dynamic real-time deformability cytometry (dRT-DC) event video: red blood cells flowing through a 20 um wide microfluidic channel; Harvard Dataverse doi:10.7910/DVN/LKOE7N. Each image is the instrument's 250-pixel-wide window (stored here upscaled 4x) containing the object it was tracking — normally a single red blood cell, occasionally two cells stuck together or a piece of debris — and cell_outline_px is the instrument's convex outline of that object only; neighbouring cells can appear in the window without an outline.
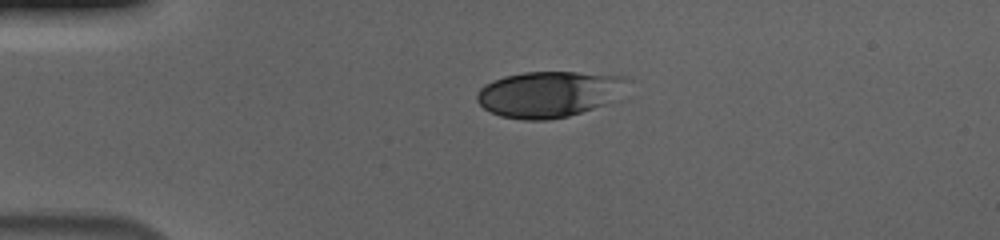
{"species": "human", "species_latin": "Homo sapiens", "temperature_condition": "cold", "stored_images_in_passage": 44, "camera_frame_rate_fps": 3000, "um_per_image_px": 0.085, "donor": {"sex": "male"}, "frame": {"image": 1, "passage_image": 1, "time_ms": 0.0, "image_size_px": [1000, 240], "cell_outline_px": [[632, 80], [604, 104], [568, 116], [548, 120], [524, 120], [500, 116], [484, 108], [476, 100], [476, 92], [484, 84], [492, 80], [504, 76], [524, 72], [576, 72], [624, 76]], "centroid_in_image_um": [46.58, 7.99], "position_along_channel_um": 38.4, "area_um2": 40.0}}
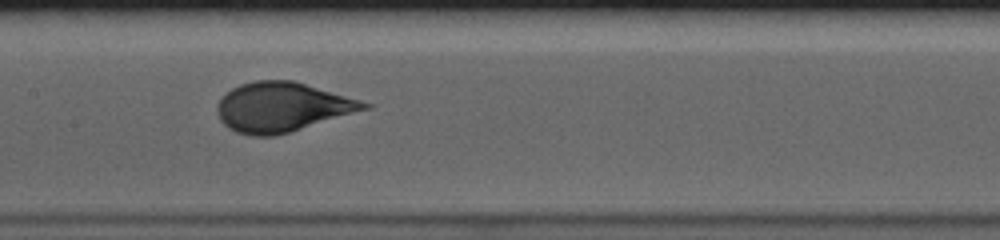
{"frame": {"image": 2, "passage_image": 16, "time_ms": 5.0, "image_size_px": [1000, 240], "cell_outline_px": [[372, 108], [288, 132], [272, 136], [252, 136], [236, 132], [228, 128], [220, 120], [216, 112], [216, 108], [220, 100], [232, 88], [240, 84], [256, 80], [292, 80], [360, 100], [372, 104]], "centroid_in_image_um": [23.97, 9.1], "position_along_channel_um": 183.4, "area_um2": 42.02}}
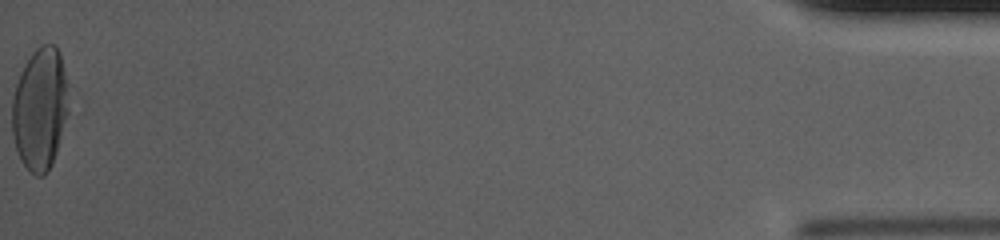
{"frame": {"image": 3, "passage_image": 44, "time_ms": 14.333, "image_size_px": [1000, 240], "cell_outline_px": [[72, 96], [68, 112], [56, 152], [52, 164], [48, 172], [44, 176], [36, 176], [20, 160], [16, 148], [12, 132], [12, 100], [16, 84], [20, 72], [24, 64], [32, 52], [40, 44], [56, 44], [60, 52], [72, 92]], "centroid_in_image_um": [3.45, 9.19], "position_along_channel_um": 431.8, "area_um2": 41.27}, "authors_computed_cell_mechanics": {"area_um2": 40.6912, "velocity_mm_per_s": 3.6727, "shape_relaxation_time_tau1_ms": 3.7176, "shape_relaxation_time_tau2_ms": null, "deformation_change_tau1": 0.1762, "deformation_change_tau2": null}}